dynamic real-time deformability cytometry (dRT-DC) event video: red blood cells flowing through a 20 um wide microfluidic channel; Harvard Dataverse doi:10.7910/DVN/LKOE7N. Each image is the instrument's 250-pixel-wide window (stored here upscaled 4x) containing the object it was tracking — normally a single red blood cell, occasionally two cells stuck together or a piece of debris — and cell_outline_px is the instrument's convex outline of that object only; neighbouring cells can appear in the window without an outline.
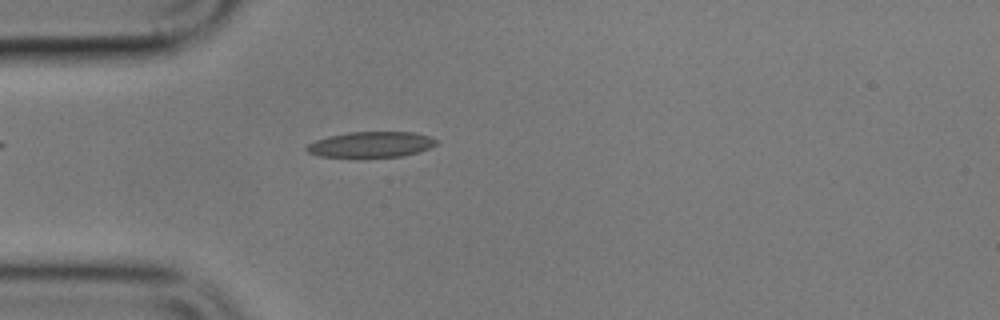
{"species": "common noctule bat (a hibernating species)", "species_latin": "Nyctalus noctula", "temperature_condition": "cold", "stored_images_in_passage": 3, "camera_frame_rate_fps": 3000, "um_per_image_px": 0.085, "animal": {"sex": "male", "body_mass_g": 17.9}, "frame": {"image": 1, "passage_image": 3, "time_ms": 3.333, "image_size_px": [1000, 320], "cell_outline_px": [[436, 144], [428, 148], [404, 156], [364, 160], [356, 160], [320, 156], [308, 152], [304, 148], [308, 144], [316, 140], [328, 136], [348, 132], [412, 132], [428, 136], [436, 140]], "centroid_in_image_um": [31.45, 12.34], "position_along_channel_um": 53.5, "area_um2": 20.23}}